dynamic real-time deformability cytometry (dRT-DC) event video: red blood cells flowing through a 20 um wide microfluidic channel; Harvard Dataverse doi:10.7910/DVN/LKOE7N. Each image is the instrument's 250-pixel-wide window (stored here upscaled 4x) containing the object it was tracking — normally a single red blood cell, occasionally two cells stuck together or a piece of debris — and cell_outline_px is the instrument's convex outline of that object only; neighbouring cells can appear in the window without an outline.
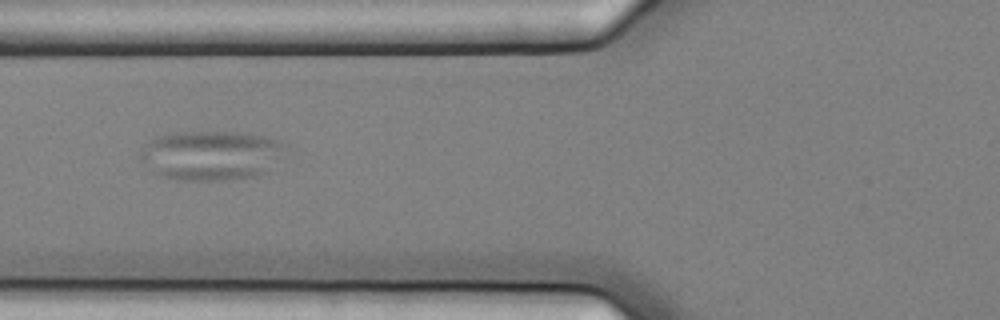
{"species": "common noctule bat (a hibernating species)", "species_latin": "Nyctalus noctula", "temperature_condition": "cold", "stored_images_in_passage": 4, "camera_frame_rate_fps": 3000, "um_per_image_px": 0.085, "animal": {"sex": "female", "body_mass_g": 25.1}, "frame": {"image": 1, "passage_image": 2, "time_ms": 0.333, "image_size_px": [1000, 320], "cell_outline_px": [[288, 144], [268, 172], [260, 176], [228, 180], [176, 180], [160, 176], [152, 172], [140, 160], [140, 148], [144, 144], [156, 136], [172, 132], [240, 132], [264, 136], [280, 140]], "centroid_in_image_um": [17.91, 13.2], "position_along_channel_um": 107.9, "area_um2": 42.6}}
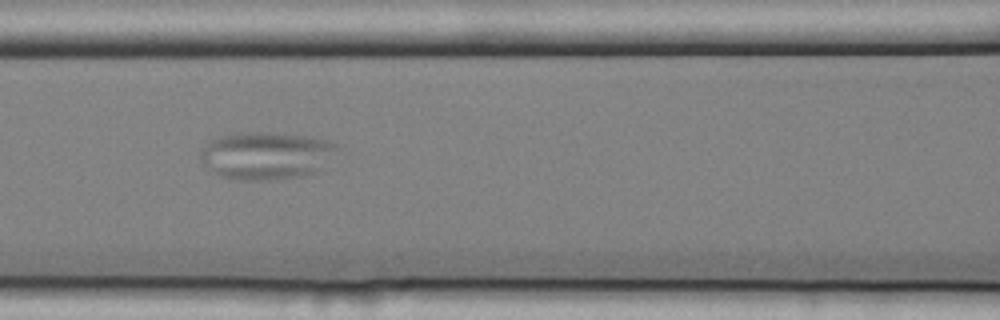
{"frame": {"image": 2, "passage_image": 3, "time_ms": 0.667, "image_size_px": [1000, 320], "cell_outline_px": [[336, 148], [320, 172], [304, 176], [268, 180], [240, 180], [220, 176], [200, 156], [200, 148], [212, 140], [220, 136], [236, 132], [268, 132], [308, 136], [328, 140], [336, 144]], "centroid_in_image_um": [22.65, 13.21], "position_along_channel_um": 143.9, "area_um2": 37.69}}
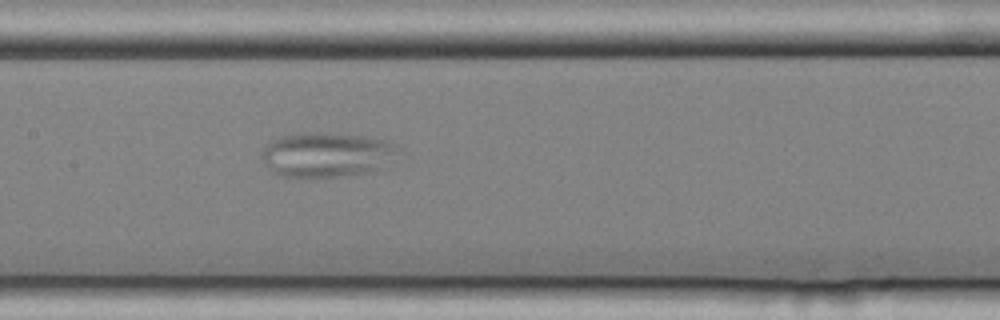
{"frame": {"image": 3, "passage_image": 4, "time_ms": 1.0, "image_size_px": [1000, 320], "cell_outline_px": [[404, 152], [396, 160], [376, 168], [364, 172], [340, 176], [280, 176], [272, 172], [260, 156], [264, 148], [272, 140], [280, 136], [304, 132], [328, 132], [364, 136], [392, 140]], "centroid_in_image_um": [27.85, 13.11], "position_along_channel_um": 179.5, "area_um2": 35.95}}